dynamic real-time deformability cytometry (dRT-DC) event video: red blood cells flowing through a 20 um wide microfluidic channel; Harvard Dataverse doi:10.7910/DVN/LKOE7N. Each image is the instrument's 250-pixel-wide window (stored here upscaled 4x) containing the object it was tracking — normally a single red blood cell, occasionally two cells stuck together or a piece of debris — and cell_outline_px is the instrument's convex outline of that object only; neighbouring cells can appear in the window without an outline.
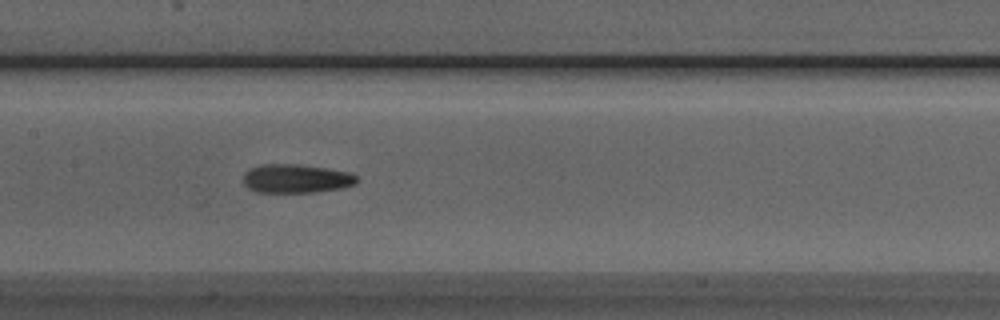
{"species": "Egyptian fruit bat (a non-hibernating species)", "species_latin": "Rousettus aegyptiacus", "temperature_condition": "room temperature", "stored_images_in_passage": 35, "camera_frame_rate_fps": 3000, "um_per_image_px": 0.085, "animal": {"sex": "male"}, "frame": {"image": 1, "passage_image": 13, "time_ms": 4.0, "image_size_px": [1000, 320], "cell_outline_px": [[356, 184], [344, 188], [312, 192], [256, 192], [248, 188], [244, 184], [244, 172], [248, 168], [260, 164], [296, 164], [324, 168], [348, 172], [356, 176]], "centroid_in_image_um": [25.12, 15.18], "position_along_channel_um": 182.3, "area_um2": 19.02}}
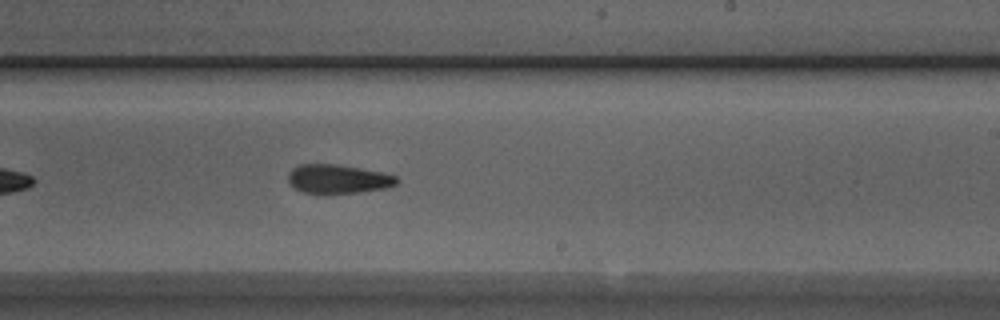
{"frame": {"image": 2, "passage_image": 19, "time_ms": 6.0, "image_size_px": [1000, 320], "cell_outline_px": [[400, 180], [396, 184], [384, 188], [356, 192], [304, 192], [292, 188], [288, 180], [288, 172], [292, 168], [300, 164], [336, 164], [380, 172], [396, 176]], "centroid_in_image_um": [28.69, 15.19], "position_along_channel_um": 260.3, "area_um2": 17.92}}
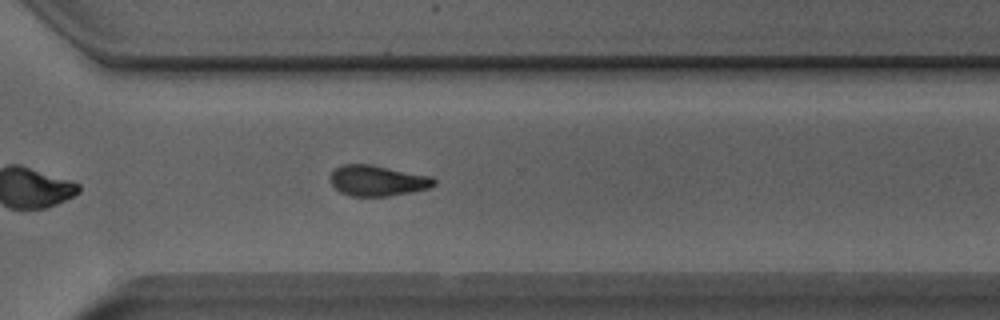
{"frame": {"image": 3, "passage_image": 25, "time_ms": 8.0, "image_size_px": [1000, 320], "cell_outline_px": [[436, 184], [428, 188], [388, 196], [352, 196], [340, 192], [332, 184], [332, 172], [336, 168], [344, 164], [372, 164], [432, 176], [436, 180]], "centroid_in_image_um": [32.12, 15.34], "position_along_channel_um": 338.5, "area_um2": 18.38}, "authors_computed_cell_mechanics": {"area_um2": 18.6694, "velocity_mm_per_s": 3.9204, "shape_relaxation_time_tau1_ms": null, "shape_relaxation_time_tau2_ms": 4.2522, "deformation_change_tau1": null, "deformation_change_tau2": 0.123}}